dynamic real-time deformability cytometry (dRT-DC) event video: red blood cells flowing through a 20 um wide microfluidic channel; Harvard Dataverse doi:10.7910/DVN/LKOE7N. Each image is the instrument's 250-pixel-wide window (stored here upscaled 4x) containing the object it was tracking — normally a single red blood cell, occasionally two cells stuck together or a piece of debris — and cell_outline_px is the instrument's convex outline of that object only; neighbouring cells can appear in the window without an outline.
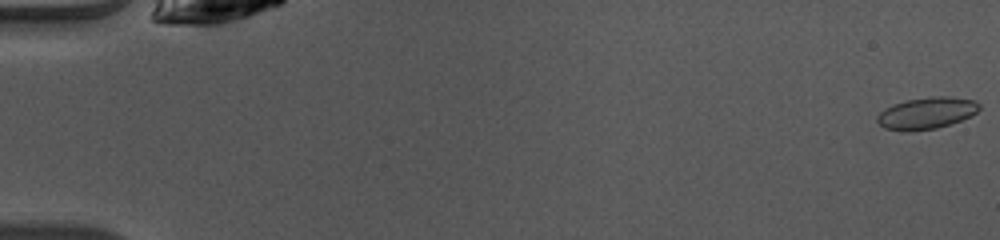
{"species": "common noctule bat (a hibernating species)", "species_latin": "Nyctalus noctula", "temperature_condition": "warm", "stored_images_in_passage": 49, "camera_frame_rate_fps": 3000, "um_per_image_px": 0.085, "animal": {"sex": "female", "body_mass_g": 10.0, "forearm_length_mm": 53.1}, "frame": {"image": 1, "passage_image": 1, "time_ms": 0.0, "image_size_px": [1000, 240], "cell_outline_px": [[980, 108], [976, 112], [960, 120], [936, 128], [908, 132], [884, 128], [876, 120], [876, 116], [884, 108], [892, 104], [908, 100], [932, 96], [948, 96], [976, 100], [980, 104]], "centroid_in_image_um": [78.73, 9.61], "position_along_channel_um": 6.3, "area_um2": 18.84}}
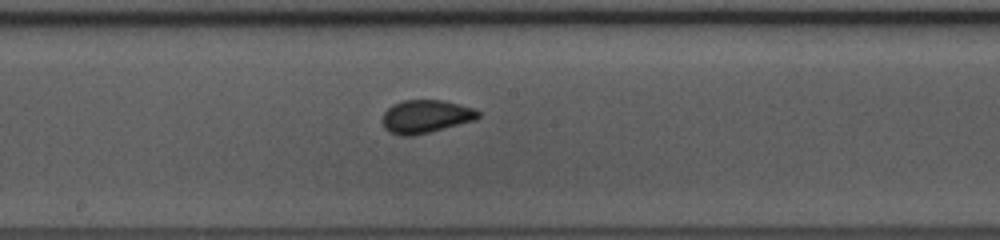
{"frame": {"image": 2, "passage_image": 27, "time_ms": 8.667, "image_size_px": [1000, 240], "cell_outline_px": [[480, 116], [476, 120], [412, 136], [400, 136], [388, 132], [384, 128], [384, 112], [392, 104], [404, 100], [444, 100], [476, 108], [480, 112]], "centroid_in_image_um": [36.22, 9.89], "position_along_channel_um": 212.0, "area_um2": 18.55}}
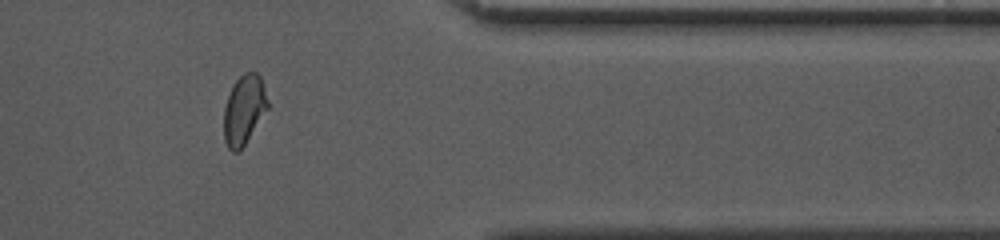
{"frame": {"image": 3, "passage_image": 41, "time_ms": 13.333, "image_size_px": [1000, 240], "cell_outline_px": [[268, 108], [240, 152], [232, 152], [228, 148], [224, 140], [224, 108], [232, 84], [244, 72], [256, 72], [260, 76], [268, 100]], "centroid_in_image_um": [20.73, 9.35], "position_along_channel_um": 390.7, "area_um2": 17.8}, "authors_computed_cell_mechanics": {"area_um2": 18.3226, "velocity_mm_per_s": 4.1145, "shape_relaxation_time_tau1_ms": 4.7332, "shape_relaxation_time_tau2_ms": null, "deformation_change_tau1": 0.1168, "deformation_change_tau2": null}}